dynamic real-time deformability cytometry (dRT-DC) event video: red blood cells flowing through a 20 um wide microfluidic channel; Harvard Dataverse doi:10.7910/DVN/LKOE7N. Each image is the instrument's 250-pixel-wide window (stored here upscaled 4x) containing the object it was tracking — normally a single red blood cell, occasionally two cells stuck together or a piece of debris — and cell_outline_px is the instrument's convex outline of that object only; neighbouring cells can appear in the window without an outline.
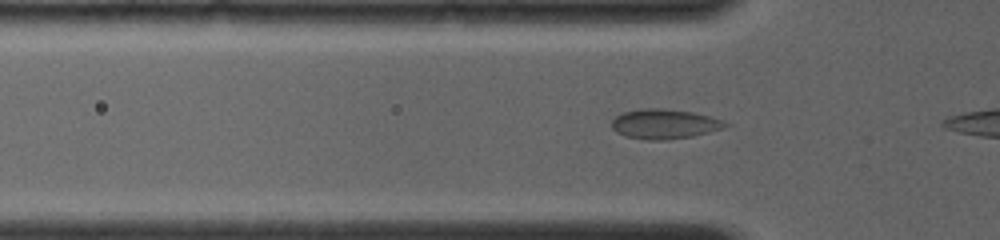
{"species": "common noctule bat (a hibernating species)", "species_latin": "Nyctalus noctula", "temperature_condition": "room temperature", "stored_images_in_passage": 5, "camera_frame_rate_fps": 4000, "um_per_image_px": 0.085, "animal": {"sex": "female", "body_mass_g": 19.0, "forearm_length_mm": 56.7}, "frame": {"image": 1, "passage_image": 3, "time_ms": 0.5, "image_size_px": [1000, 240], "cell_outline_px": [[732, 124], [724, 128], [692, 136], [668, 140], [648, 140], [624, 136], [616, 132], [612, 128], [612, 120], [616, 116], [624, 112], [640, 108], [660, 108], [692, 112], [724, 120]], "centroid_in_image_um": [56.48, 10.54], "position_along_channel_um": 69.3, "area_um2": 19.77}}